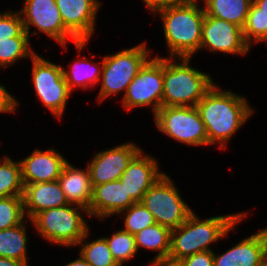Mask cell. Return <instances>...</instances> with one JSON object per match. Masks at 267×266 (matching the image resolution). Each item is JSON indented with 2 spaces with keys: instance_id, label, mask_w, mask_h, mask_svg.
<instances>
[{
  "instance_id": "d4e9b609",
  "label": "cell",
  "mask_w": 267,
  "mask_h": 266,
  "mask_svg": "<svg viewBox=\"0 0 267 266\" xmlns=\"http://www.w3.org/2000/svg\"><path fill=\"white\" fill-rule=\"evenodd\" d=\"M20 161L15 162L8 156L0 159V198L23 196Z\"/></svg>"
},
{
  "instance_id": "ba28073f",
  "label": "cell",
  "mask_w": 267,
  "mask_h": 266,
  "mask_svg": "<svg viewBox=\"0 0 267 266\" xmlns=\"http://www.w3.org/2000/svg\"><path fill=\"white\" fill-rule=\"evenodd\" d=\"M154 119L159 131L180 143L208 145L206 127L196 106H162Z\"/></svg>"
},
{
  "instance_id": "5bb4252c",
  "label": "cell",
  "mask_w": 267,
  "mask_h": 266,
  "mask_svg": "<svg viewBox=\"0 0 267 266\" xmlns=\"http://www.w3.org/2000/svg\"><path fill=\"white\" fill-rule=\"evenodd\" d=\"M64 26L79 40L87 41L95 30L98 0H56Z\"/></svg>"
},
{
  "instance_id": "7402d4cb",
  "label": "cell",
  "mask_w": 267,
  "mask_h": 266,
  "mask_svg": "<svg viewBox=\"0 0 267 266\" xmlns=\"http://www.w3.org/2000/svg\"><path fill=\"white\" fill-rule=\"evenodd\" d=\"M171 229L155 223L134 235L137 251L143 247L157 251L156 257L151 260L168 259L171 248Z\"/></svg>"
},
{
  "instance_id": "4316f807",
  "label": "cell",
  "mask_w": 267,
  "mask_h": 266,
  "mask_svg": "<svg viewBox=\"0 0 267 266\" xmlns=\"http://www.w3.org/2000/svg\"><path fill=\"white\" fill-rule=\"evenodd\" d=\"M29 37L17 36L0 41V68H6L20 58L32 59L37 54L30 47Z\"/></svg>"
},
{
  "instance_id": "83f0119b",
  "label": "cell",
  "mask_w": 267,
  "mask_h": 266,
  "mask_svg": "<svg viewBox=\"0 0 267 266\" xmlns=\"http://www.w3.org/2000/svg\"><path fill=\"white\" fill-rule=\"evenodd\" d=\"M246 43L251 47V42L267 41V15L252 1L247 19L242 28Z\"/></svg>"
},
{
  "instance_id": "44dd1931",
  "label": "cell",
  "mask_w": 267,
  "mask_h": 266,
  "mask_svg": "<svg viewBox=\"0 0 267 266\" xmlns=\"http://www.w3.org/2000/svg\"><path fill=\"white\" fill-rule=\"evenodd\" d=\"M253 0H204L205 14L243 28Z\"/></svg>"
},
{
  "instance_id": "74e56055",
  "label": "cell",
  "mask_w": 267,
  "mask_h": 266,
  "mask_svg": "<svg viewBox=\"0 0 267 266\" xmlns=\"http://www.w3.org/2000/svg\"><path fill=\"white\" fill-rule=\"evenodd\" d=\"M64 266H91L82 256Z\"/></svg>"
},
{
  "instance_id": "2e32d148",
  "label": "cell",
  "mask_w": 267,
  "mask_h": 266,
  "mask_svg": "<svg viewBox=\"0 0 267 266\" xmlns=\"http://www.w3.org/2000/svg\"><path fill=\"white\" fill-rule=\"evenodd\" d=\"M142 152L141 150L132 159L119 179L135 202H140L143 195L164 174L159 171L155 158L143 155Z\"/></svg>"
},
{
  "instance_id": "60d3db41",
  "label": "cell",
  "mask_w": 267,
  "mask_h": 266,
  "mask_svg": "<svg viewBox=\"0 0 267 266\" xmlns=\"http://www.w3.org/2000/svg\"><path fill=\"white\" fill-rule=\"evenodd\" d=\"M182 1H198V0H182Z\"/></svg>"
},
{
  "instance_id": "ab89813d",
  "label": "cell",
  "mask_w": 267,
  "mask_h": 266,
  "mask_svg": "<svg viewBox=\"0 0 267 266\" xmlns=\"http://www.w3.org/2000/svg\"><path fill=\"white\" fill-rule=\"evenodd\" d=\"M261 266H267V260Z\"/></svg>"
},
{
  "instance_id": "f546056e",
  "label": "cell",
  "mask_w": 267,
  "mask_h": 266,
  "mask_svg": "<svg viewBox=\"0 0 267 266\" xmlns=\"http://www.w3.org/2000/svg\"><path fill=\"white\" fill-rule=\"evenodd\" d=\"M24 218L22 196L0 198V230L17 226L25 220Z\"/></svg>"
},
{
  "instance_id": "277c9868",
  "label": "cell",
  "mask_w": 267,
  "mask_h": 266,
  "mask_svg": "<svg viewBox=\"0 0 267 266\" xmlns=\"http://www.w3.org/2000/svg\"><path fill=\"white\" fill-rule=\"evenodd\" d=\"M189 61L163 57L162 106H196L215 84L210 75L189 66Z\"/></svg>"
},
{
  "instance_id": "9c48e42d",
  "label": "cell",
  "mask_w": 267,
  "mask_h": 266,
  "mask_svg": "<svg viewBox=\"0 0 267 266\" xmlns=\"http://www.w3.org/2000/svg\"><path fill=\"white\" fill-rule=\"evenodd\" d=\"M32 81L36 96L55 117L61 118L71 91L63 75V67L36 54L32 59Z\"/></svg>"
},
{
  "instance_id": "ffe728a7",
  "label": "cell",
  "mask_w": 267,
  "mask_h": 266,
  "mask_svg": "<svg viewBox=\"0 0 267 266\" xmlns=\"http://www.w3.org/2000/svg\"><path fill=\"white\" fill-rule=\"evenodd\" d=\"M58 182L69 204H74L89 210L92 201L93 186L90 172L78 169L69 161L64 165Z\"/></svg>"
},
{
  "instance_id": "4dcf8cb0",
  "label": "cell",
  "mask_w": 267,
  "mask_h": 266,
  "mask_svg": "<svg viewBox=\"0 0 267 266\" xmlns=\"http://www.w3.org/2000/svg\"><path fill=\"white\" fill-rule=\"evenodd\" d=\"M125 213V231L135 235L148 226L154 225L155 220L152 213L144 207L140 202H136L119 214Z\"/></svg>"
},
{
  "instance_id": "1f68e13d",
  "label": "cell",
  "mask_w": 267,
  "mask_h": 266,
  "mask_svg": "<svg viewBox=\"0 0 267 266\" xmlns=\"http://www.w3.org/2000/svg\"><path fill=\"white\" fill-rule=\"evenodd\" d=\"M17 36H29L19 11L0 13V41Z\"/></svg>"
},
{
  "instance_id": "8d00e7d4",
  "label": "cell",
  "mask_w": 267,
  "mask_h": 266,
  "mask_svg": "<svg viewBox=\"0 0 267 266\" xmlns=\"http://www.w3.org/2000/svg\"><path fill=\"white\" fill-rule=\"evenodd\" d=\"M150 266H181L178 261H172L169 259L151 261Z\"/></svg>"
},
{
  "instance_id": "cb8c5ba5",
  "label": "cell",
  "mask_w": 267,
  "mask_h": 266,
  "mask_svg": "<svg viewBox=\"0 0 267 266\" xmlns=\"http://www.w3.org/2000/svg\"><path fill=\"white\" fill-rule=\"evenodd\" d=\"M101 63L102 65L100 66L96 62L91 63L87 59L79 58L70 65L69 72L63 67V75L70 91L73 92L76 87L85 89L89 88L90 85L92 87V85L99 83L101 81L103 61Z\"/></svg>"
},
{
  "instance_id": "8992f818",
  "label": "cell",
  "mask_w": 267,
  "mask_h": 266,
  "mask_svg": "<svg viewBox=\"0 0 267 266\" xmlns=\"http://www.w3.org/2000/svg\"><path fill=\"white\" fill-rule=\"evenodd\" d=\"M146 42L103 57L99 102L126 90L143 65L150 59Z\"/></svg>"
},
{
  "instance_id": "484cf974",
  "label": "cell",
  "mask_w": 267,
  "mask_h": 266,
  "mask_svg": "<svg viewBox=\"0 0 267 266\" xmlns=\"http://www.w3.org/2000/svg\"><path fill=\"white\" fill-rule=\"evenodd\" d=\"M89 234V230L77 245H81L80 255L91 266H120L114 259L105 237L98 238L92 242H87L85 239Z\"/></svg>"
},
{
  "instance_id": "f35d334b",
  "label": "cell",
  "mask_w": 267,
  "mask_h": 266,
  "mask_svg": "<svg viewBox=\"0 0 267 266\" xmlns=\"http://www.w3.org/2000/svg\"><path fill=\"white\" fill-rule=\"evenodd\" d=\"M253 2L267 15V0H253Z\"/></svg>"
},
{
  "instance_id": "30bf717a",
  "label": "cell",
  "mask_w": 267,
  "mask_h": 266,
  "mask_svg": "<svg viewBox=\"0 0 267 266\" xmlns=\"http://www.w3.org/2000/svg\"><path fill=\"white\" fill-rule=\"evenodd\" d=\"M23 3L24 8L20 10V14L28 35L30 26H35L65 49L69 39L74 42L77 50L81 51L85 47L87 41H79L64 26L56 0H25Z\"/></svg>"
},
{
  "instance_id": "6da1fadb",
  "label": "cell",
  "mask_w": 267,
  "mask_h": 266,
  "mask_svg": "<svg viewBox=\"0 0 267 266\" xmlns=\"http://www.w3.org/2000/svg\"><path fill=\"white\" fill-rule=\"evenodd\" d=\"M196 108L206 127L208 145L220 144L226 148L232 135L252 116L253 109L247 99L232 91L213 87L197 103Z\"/></svg>"
},
{
  "instance_id": "8fae6325",
  "label": "cell",
  "mask_w": 267,
  "mask_h": 266,
  "mask_svg": "<svg viewBox=\"0 0 267 266\" xmlns=\"http://www.w3.org/2000/svg\"><path fill=\"white\" fill-rule=\"evenodd\" d=\"M124 109L152 106L153 115L162 107L163 97V58L148 60L128 85L124 93Z\"/></svg>"
},
{
  "instance_id": "52a82bcc",
  "label": "cell",
  "mask_w": 267,
  "mask_h": 266,
  "mask_svg": "<svg viewBox=\"0 0 267 266\" xmlns=\"http://www.w3.org/2000/svg\"><path fill=\"white\" fill-rule=\"evenodd\" d=\"M140 203L152 213L155 223L171 230L183 224L193 212L166 173L149 188Z\"/></svg>"
},
{
  "instance_id": "5b68a950",
  "label": "cell",
  "mask_w": 267,
  "mask_h": 266,
  "mask_svg": "<svg viewBox=\"0 0 267 266\" xmlns=\"http://www.w3.org/2000/svg\"><path fill=\"white\" fill-rule=\"evenodd\" d=\"M80 209L88 215L85 208L67 204L41 211L29 221L47 241L59 246H75L89 230Z\"/></svg>"
},
{
  "instance_id": "f1b7e54d",
  "label": "cell",
  "mask_w": 267,
  "mask_h": 266,
  "mask_svg": "<svg viewBox=\"0 0 267 266\" xmlns=\"http://www.w3.org/2000/svg\"><path fill=\"white\" fill-rule=\"evenodd\" d=\"M105 239L114 259L120 266H123L124 262L131 260L138 252L134 235L123 229Z\"/></svg>"
},
{
  "instance_id": "d590c367",
  "label": "cell",
  "mask_w": 267,
  "mask_h": 266,
  "mask_svg": "<svg viewBox=\"0 0 267 266\" xmlns=\"http://www.w3.org/2000/svg\"><path fill=\"white\" fill-rule=\"evenodd\" d=\"M0 266H28V264L16 259L0 257Z\"/></svg>"
},
{
  "instance_id": "9a60e30c",
  "label": "cell",
  "mask_w": 267,
  "mask_h": 266,
  "mask_svg": "<svg viewBox=\"0 0 267 266\" xmlns=\"http://www.w3.org/2000/svg\"><path fill=\"white\" fill-rule=\"evenodd\" d=\"M267 260V227L246 237L225 253H214L213 266H261Z\"/></svg>"
},
{
  "instance_id": "d6986e66",
  "label": "cell",
  "mask_w": 267,
  "mask_h": 266,
  "mask_svg": "<svg viewBox=\"0 0 267 266\" xmlns=\"http://www.w3.org/2000/svg\"><path fill=\"white\" fill-rule=\"evenodd\" d=\"M22 197L30 220L41 211L69 204L58 180L24 185Z\"/></svg>"
},
{
  "instance_id": "836d02e7",
  "label": "cell",
  "mask_w": 267,
  "mask_h": 266,
  "mask_svg": "<svg viewBox=\"0 0 267 266\" xmlns=\"http://www.w3.org/2000/svg\"><path fill=\"white\" fill-rule=\"evenodd\" d=\"M18 105L17 100L0 84V113H13Z\"/></svg>"
},
{
  "instance_id": "603a6c76",
  "label": "cell",
  "mask_w": 267,
  "mask_h": 266,
  "mask_svg": "<svg viewBox=\"0 0 267 266\" xmlns=\"http://www.w3.org/2000/svg\"><path fill=\"white\" fill-rule=\"evenodd\" d=\"M25 222L27 220L12 228L0 230V257L16 259L28 264Z\"/></svg>"
},
{
  "instance_id": "7a4b0ae2",
  "label": "cell",
  "mask_w": 267,
  "mask_h": 266,
  "mask_svg": "<svg viewBox=\"0 0 267 266\" xmlns=\"http://www.w3.org/2000/svg\"><path fill=\"white\" fill-rule=\"evenodd\" d=\"M246 215H219L201 220L192 212L183 224L172 229L168 259L179 261L195 253L211 250L209 245L227 236Z\"/></svg>"
},
{
  "instance_id": "4fadbf2b",
  "label": "cell",
  "mask_w": 267,
  "mask_h": 266,
  "mask_svg": "<svg viewBox=\"0 0 267 266\" xmlns=\"http://www.w3.org/2000/svg\"><path fill=\"white\" fill-rule=\"evenodd\" d=\"M141 150L136 144L128 142L98 152L87 165L92 186L119 180Z\"/></svg>"
},
{
  "instance_id": "7c38bea8",
  "label": "cell",
  "mask_w": 267,
  "mask_h": 266,
  "mask_svg": "<svg viewBox=\"0 0 267 266\" xmlns=\"http://www.w3.org/2000/svg\"><path fill=\"white\" fill-rule=\"evenodd\" d=\"M201 34L200 49L239 55L251 49L244 39L242 28L223 19L205 14Z\"/></svg>"
},
{
  "instance_id": "3957f363",
  "label": "cell",
  "mask_w": 267,
  "mask_h": 266,
  "mask_svg": "<svg viewBox=\"0 0 267 266\" xmlns=\"http://www.w3.org/2000/svg\"><path fill=\"white\" fill-rule=\"evenodd\" d=\"M197 2L182 1L155 13L163 20L164 37L171 58H191L200 50L205 10Z\"/></svg>"
},
{
  "instance_id": "e0dca14e",
  "label": "cell",
  "mask_w": 267,
  "mask_h": 266,
  "mask_svg": "<svg viewBox=\"0 0 267 266\" xmlns=\"http://www.w3.org/2000/svg\"><path fill=\"white\" fill-rule=\"evenodd\" d=\"M24 185L58 180L66 158L55 149H36L30 156L19 160Z\"/></svg>"
},
{
  "instance_id": "e575fe53",
  "label": "cell",
  "mask_w": 267,
  "mask_h": 266,
  "mask_svg": "<svg viewBox=\"0 0 267 266\" xmlns=\"http://www.w3.org/2000/svg\"><path fill=\"white\" fill-rule=\"evenodd\" d=\"M145 2L146 7L150 9V11L154 14L157 11L167 8L169 6L178 4L182 2V0H143Z\"/></svg>"
},
{
  "instance_id": "ac0fdd59",
  "label": "cell",
  "mask_w": 267,
  "mask_h": 266,
  "mask_svg": "<svg viewBox=\"0 0 267 266\" xmlns=\"http://www.w3.org/2000/svg\"><path fill=\"white\" fill-rule=\"evenodd\" d=\"M135 203L120 180L95 185L88 216H95L102 220L114 214L118 215Z\"/></svg>"
},
{
  "instance_id": "d6a6232c",
  "label": "cell",
  "mask_w": 267,
  "mask_h": 266,
  "mask_svg": "<svg viewBox=\"0 0 267 266\" xmlns=\"http://www.w3.org/2000/svg\"><path fill=\"white\" fill-rule=\"evenodd\" d=\"M214 251H204L187 256L178 262L181 266H213Z\"/></svg>"
}]
</instances>
